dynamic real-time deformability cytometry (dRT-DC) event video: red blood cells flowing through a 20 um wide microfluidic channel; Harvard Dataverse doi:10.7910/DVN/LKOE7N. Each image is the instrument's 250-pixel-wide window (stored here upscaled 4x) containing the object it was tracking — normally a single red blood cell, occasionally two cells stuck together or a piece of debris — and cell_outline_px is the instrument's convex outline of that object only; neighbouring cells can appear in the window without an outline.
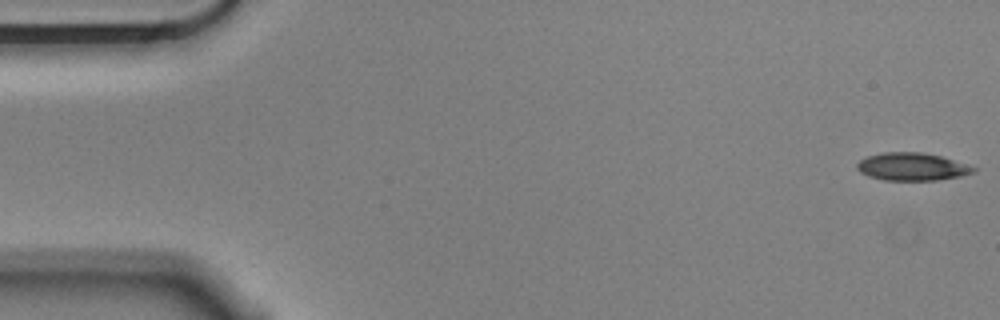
{"species": "Egyptian fruit bat (a non-hibernating species)", "species_latin": "Rousettus aegyptiacus", "temperature_condition": "cold", "stored_images_in_passage": 56, "camera_frame_rate_fps": 3000, "um_per_image_px": 0.085, "animal": {"sex": "male"}, "frame": {"image": 1, "passage_image": 1, "time_ms": 0.0, "image_size_px": [1000, 320], "cell_outline_px": [[976, 172], [960, 176], [936, 180], [884, 180], [868, 176], [860, 172], [856, 168], [856, 164], [860, 160], [868, 156], [884, 152], [920, 152], [940, 156], [976, 168]], "centroid_in_image_um": [77.48, 14.17], "position_along_channel_um": 7.5, "area_um2": 18.61}}
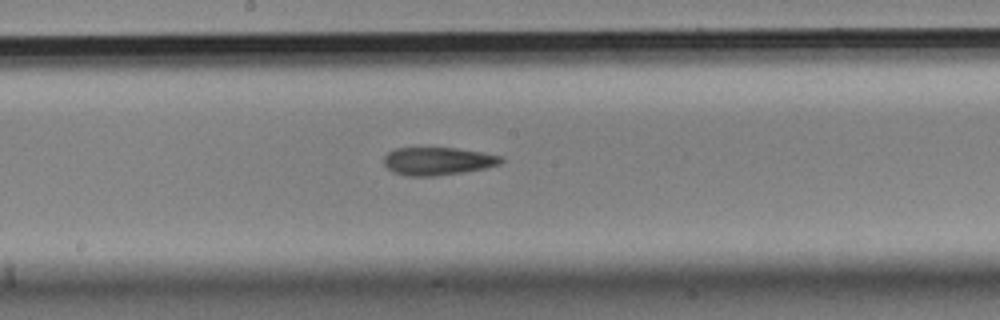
{"frame": {"image": 2, "passage_image": 29, "time_ms": 9.333, "image_size_px": [1000, 320], "cell_outline_px": [[504, 160], [500, 164], [484, 168], [464, 172], [436, 176], [408, 176], [392, 172], [384, 164], [384, 156], [388, 152], [396, 148], [456, 148], [480, 152], [500, 156]], "centroid_in_image_um": [37.18, 13.7], "position_along_channel_um": 211.0, "area_um2": 18.96}}
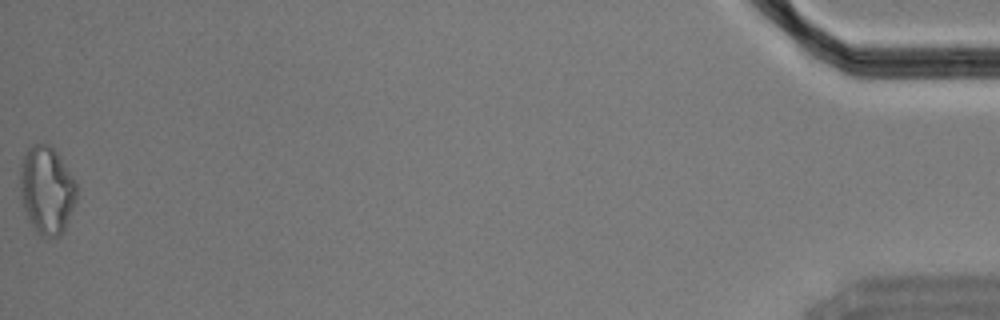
{"frame": {"image": 3, "passage_image": 56, "time_ms": 18.333, "image_size_px": [1000, 320], "cell_outline_px": [[76, 200], [64, 232], [60, 236], [40, 236], [36, 232], [28, 220], [24, 208], [20, 188], [20, 172], [24, 156], [28, 148], [32, 144], [48, 144], [56, 152], [72, 176], [76, 184]], "centroid_in_image_um": [3.97, 16.19], "position_along_channel_um": 431.2, "area_um2": 28.61}, "authors_computed_cell_mechanics": {"area_um2": 19.6231, "velocity_mm_per_s": 3.5655, "shape_relaxation_time_tau1_ms": 4.7882, "shape_relaxation_time_tau2_ms": 5.9246, "deformation_change_tau1": 0.1341, "deformation_change_tau2": 0.1633}}